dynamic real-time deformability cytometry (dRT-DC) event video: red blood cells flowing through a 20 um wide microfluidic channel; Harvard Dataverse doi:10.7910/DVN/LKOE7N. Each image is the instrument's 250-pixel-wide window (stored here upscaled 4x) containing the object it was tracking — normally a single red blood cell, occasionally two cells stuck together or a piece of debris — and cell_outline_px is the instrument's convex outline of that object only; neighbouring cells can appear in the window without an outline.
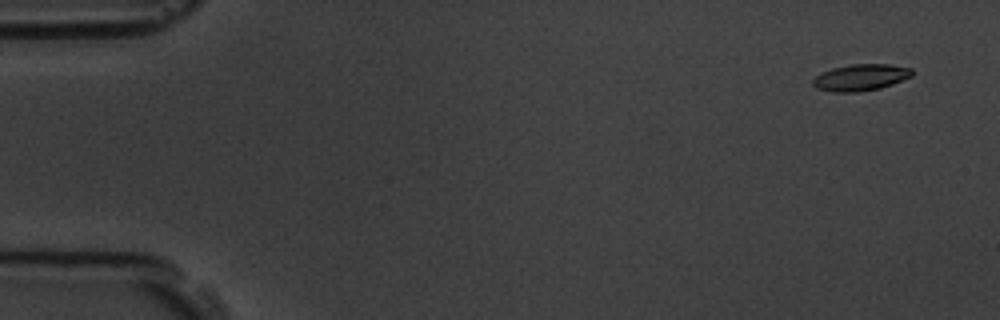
{"species": "common noctule bat (a hibernating species)", "species_latin": "Nyctalus noctula", "temperature_condition": "room temperature", "stored_images_in_passage": 6, "segment_of_instrument_passage": [1, 2], "camera_frame_rate_fps": 3000, "um_per_image_px": 0.085, "animal": {"sex": "male", "body_mass_g": 19.5, "forearm_length_mm": 54.6}, "frame": {"image": 1, "passage_image": 1, "time_ms": 0.0, "image_size_px": [1000, 320], "cell_outline_px": [[912, 76], [892, 84], [880, 88], [856, 92], [832, 92], [816, 88], [812, 84], [812, 80], [820, 72], [832, 68], [852, 64], [888, 64], [912, 68]], "centroid_in_image_um": [73.12, 6.58], "position_along_channel_um": 11.9, "area_um2": 15.37}}
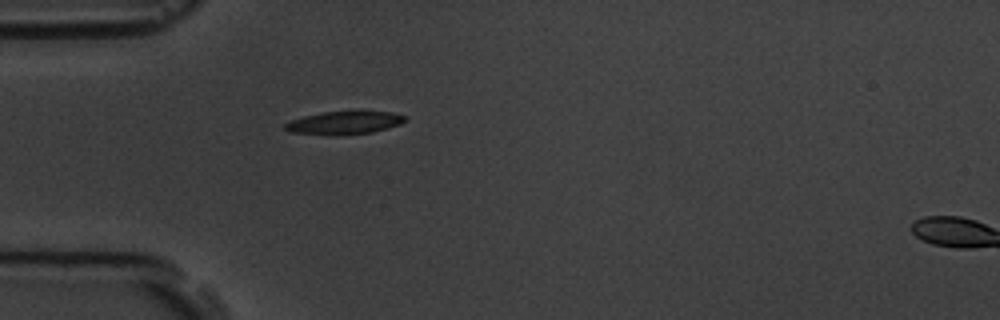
{"frame": {"image": 2, "passage_image": 5, "time_ms": 4.667, "image_size_px": [1000, 320], "cell_outline_px": [[404, 120], [400, 124], [388, 128], [372, 132], [340, 136], [336, 136], [288, 132], [284, 128], [284, 124], [292, 120], [304, 116], [324, 112], [356, 108], [392, 112], [404, 116]], "centroid_in_image_um": [29.27, 10.4], "position_along_channel_um": 55.7, "area_um2": 16.94}}